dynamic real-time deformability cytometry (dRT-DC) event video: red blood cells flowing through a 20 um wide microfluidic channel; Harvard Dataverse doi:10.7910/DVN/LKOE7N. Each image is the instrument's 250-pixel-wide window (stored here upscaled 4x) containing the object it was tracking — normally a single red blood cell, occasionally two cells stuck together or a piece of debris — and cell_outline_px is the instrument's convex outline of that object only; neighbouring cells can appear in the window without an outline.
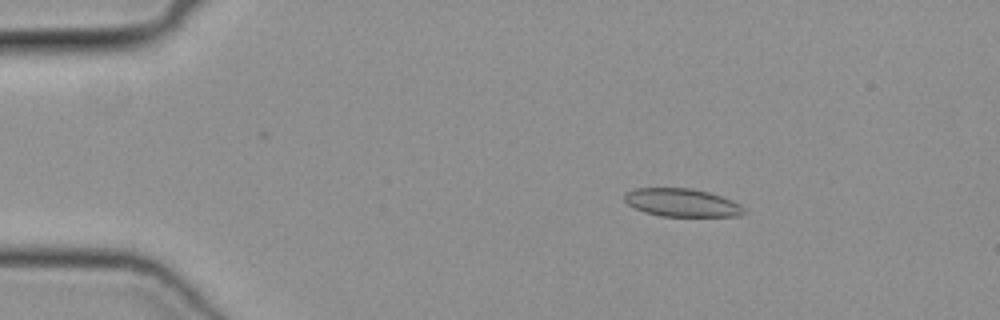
{"species": "common noctule bat (a hibernating species)", "species_latin": "Nyctalus noctula", "temperature_condition": "cold", "stored_images_in_passage": 43, "camera_frame_rate_fps": 3000, "um_per_image_px": 0.085, "animal": {"sex": "female", "body_mass_g": 19.3, "forearm_length_mm": 54.1}, "frame": {"image": 1, "passage_image": 2, "time_ms": 0.333, "image_size_px": [1000, 320], "cell_outline_px": [[748, 212], [740, 216], [660, 216], [644, 212], [628, 204], [624, 200], [624, 192], [636, 188], [692, 188], [708, 192], [732, 200], [740, 204]], "centroid_in_image_um": [57.97, 17.22], "position_along_channel_um": 27.0, "area_um2": 19.65}}
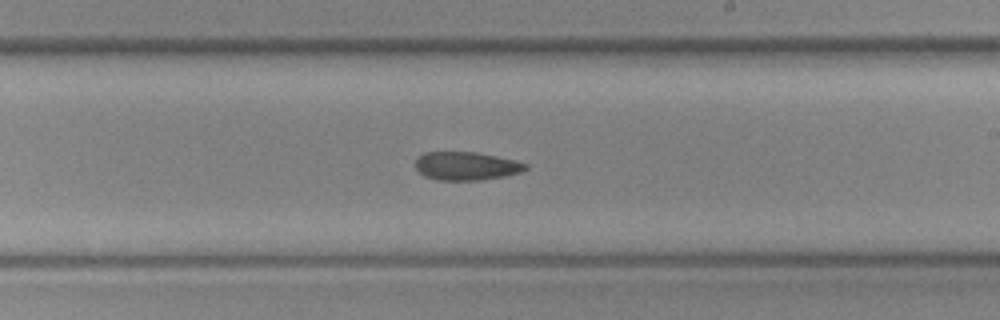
{"frame": {"image": 2, "passage_image": 23, "time_ms": 7.333, "image_size_px": [1000, 320], "cell_outline_px": [[528, 168], [520, 172], [504, 176], [480, 180], [436, 180], [424, 176], [416, 172], [416, 156], [424, 152], [476, 152], [496, 156], [528, 164]], "centroid_in_image_um": [39.57, 14.11], "position_along_channel_um": 249.4, "area_um2": 18.26}}
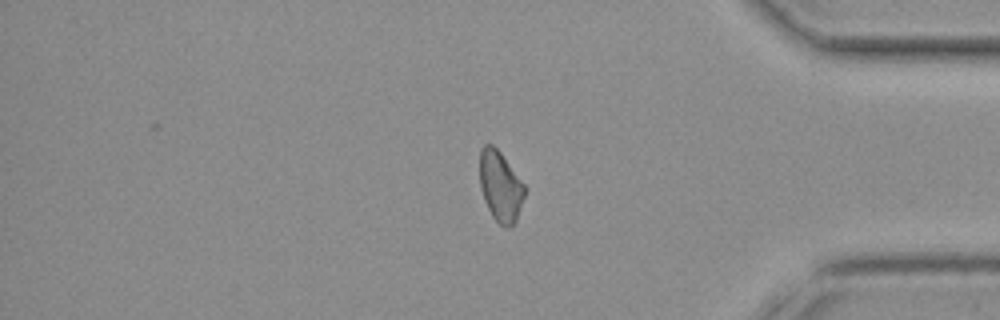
{"frame": {"image": 3, "passage_image": 35, "time_ms": 11.333, "image_size_px": [1000, 320], "cell_outline_px": [[524, 196], [516, 220], [508, 228], [500, 224], [492, 216], [484, 200], [480, 188], [480, 148], [484, 144], [492, 144], [500, 152], [524, 184]], "centroid_in_image_um": [42.51, 15.82], "position_along_channel_um": 392.7, "area_um2": 18.15}}